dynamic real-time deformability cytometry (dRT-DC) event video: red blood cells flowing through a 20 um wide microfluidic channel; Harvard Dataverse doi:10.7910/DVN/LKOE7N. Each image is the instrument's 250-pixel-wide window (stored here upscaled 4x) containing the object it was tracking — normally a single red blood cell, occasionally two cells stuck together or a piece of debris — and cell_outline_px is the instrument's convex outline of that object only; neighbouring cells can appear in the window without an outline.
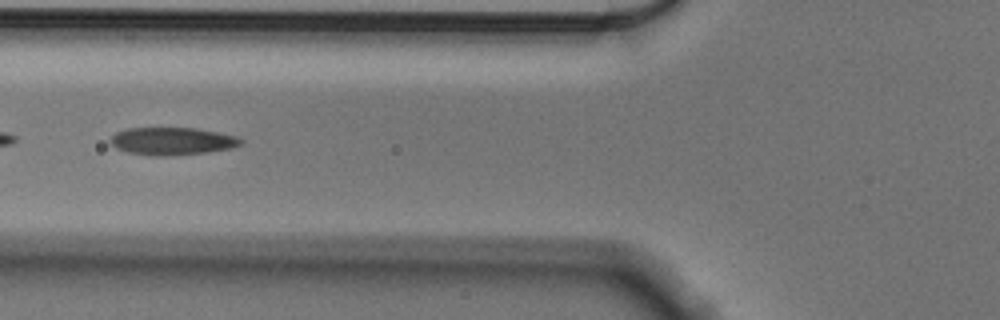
{"species": "Egyptian fruit bat (a non-hibernating species)", "species_latin": "Rousettus aegyptiacus", "temperature_condition": "cold", "stored_images_in_passage": 47, "camera_frame_rate_fps": 3000, "um_per_image_px": 0.085, "animal": {"sex": "male"}, "frame": {"image": 1, "passage_image": 12, "time_ms": 3.667, "image_size_px": [1000, 320], "cell_outline_px": [[244, 144], [232, 148], [208, 152], [172, 156], [156, 156], [128, 152], [116, 148], [108, 140], [116, 132], [128, 128], [196, 128], [236, 136], [244, 140]], "centroid_in_image_um": [14.66, 12.0], "position_along_channel_um": 111.1, "area_um2": 21.1}}
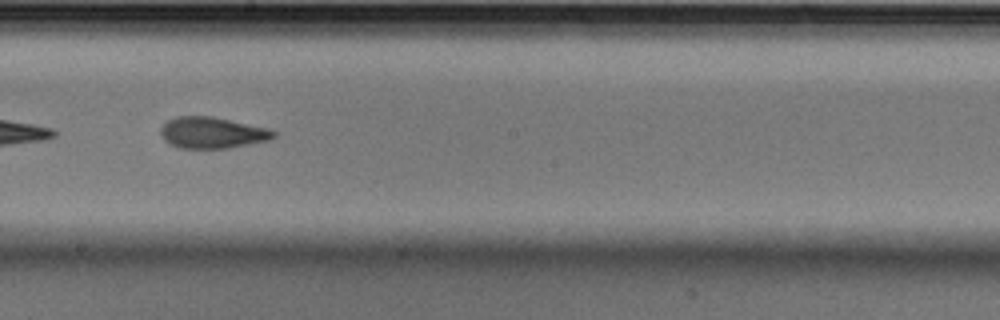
{"frame": {"image": 2, "passage_image": 22, "time_ms": 7.0, "image_size_px": [1000, 320], "cell_outline_px": [[276, 136], [268, 140], [228, 148], [180, 148], [168, 144], [160, 136], [160, 128], [168, 120], [176, 116], [212, 116], [268, 128], [276, 132]], "centroid_in_image_um": [18.0, 11.28], "position_along_channel_um": 230.2, "area_um2": 20.63}}
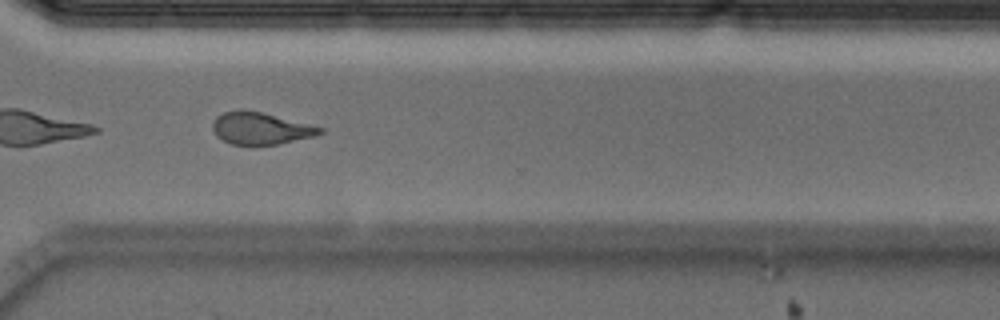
{"frame": {"image": 3, "passage_image": 32, "time_ms": 10.333, "image_size_px": [1000, 320], "cell_outline_px": [[324, 132], [312, 136], [280, 144], [256, 148], [252, 148], [232, 144], [216, 136], [212, 128], [212, 124], [216, 116], [224, 112], [260, 112], [324, 128]], "centroid_in_image_um": [22.13, 10.99], "position_along_channel_um": 348.5, "area_um2": 20.0}, "authors_computed_cell_mechanics": {"area_um2": 20.8658, "velocity_mm_per_s": 3.5631, "shape_relaxation_time_tau1_ms": 5.2521, "shape_relaxation_time_tau2_ms": 2.5217, "deformation_change_tau1": 0.1783, "deformation_change_tau2": 0.0983}}